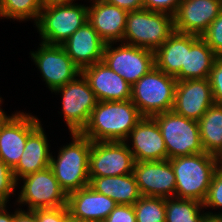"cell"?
Masks as SVG:
<instances>
[{"instance_id":"cell-1","label":"cell","mask_w":222,"mask_h":222,"mask_svg":"<svg viewBox=\"0 0 222 222\" xmlns=\"http://www.w3.org/2000/svg\"><path fill=\"white\" fill-rule=\"evenodd\" d=\"M142 118L131 99L98 101L87 126L81 133L92 142H126L129 133Z\"/></svg>"},{"instance_id":"cell-2","label":"cell","mask_w":222,"mask_h":222,"mask_svg":"<svg viewBox=\"0 0 222 222\" xmlns=\"http://www.w3.org/2000/svg\"><path fill=\"white\" fill-rule=\"evenodd\" d=\"M169 161L176 178L175 197L203 203L218 167L216 156L202 152Z\"/></svg>"},{"instance_id":"cell-3","label":"cell","mask_w":222,"mask_h":222,"mask_svg":"<svg viewBox=\"0 0 222 222\" xmlns=\"http://www.w3.org/2000/svg\"><path fill=\"white\" fill-rule=\"evenodd\" d=\"M72 142L51 156L50 168L66 195L89 186L91 140L82 133H71Z\"/></svg>"},{"instance_id":"cell-4","label":"cell","mask_w":222,"mask_h":222,"mask_svg":"<svg viewBox=\"0 0 222 222\" xmlns=\"http://www.w3.org/2000/svg\"><path fill=\"white\" fill-rule=\"evenodd\" d=\"M177 80L153 67L131 88V100L143 117L172 111Z\"/></svg>"},{"instance_id":"cell-5","label":"cell","mask_w":222,"mask_h":222,"mask_svg":"<svg viewBox=\"0 0 222 222\" xmlns=\"http://www.w3.org/2000/svg\"><path fill=\"white\" fill-rule=\"evenodd\" d=\"M174 31V16L145 8L134 10L127 14L122 43L155 51Z\"/></svg>"},{"instance_id":"cell-6","label":"cell","mask_w":222,"mask_h":222,"mask_svg":"<svg viewBox=\"0 0 222 222\" xmlns=\"http://www.w3.org/2000/svg\"><path fill=\"white\" fill-rule=\"evenodd\" d=\"M88 21V6L77 3H44L35 24L42 42L62 45Z\"/></svg>"},{"instance_id":"cell-7","label":"cell","mask_w":222,"mask_h":222,"mask_svg":"<svg viewBox=\"0 0 222 222\" xmlns=\"http://www.w3.org/2000/svg\"><path fill=\"white\" fill-rule=\"evenodd\" d=\"M167 149V159L204 152L198 121L180 116L173 111L153 116Z\"/></svg>"},{"instance_id":"cell-8","label":"cell","mask_w":222,"mask_h":222,"mask_svg":"<svg viewBox=\"0 0 222 222\" xmlns=\"http://www.w3.org/2000/svg\"><path fill=\"white\" fill-rule=\"evenodd\" d=\"M79 78L53 91L62 95L61 113L64 115L70 133L83 131L98 102L88 81L82 74Z\"/></svg>"},{"instance_id":"cell-9","label":"cell","mask_w":222,"mask_h":222,"mask_svg":"<svg viewBox=\"0 0 222 222\" xmlns=\"http://www.w3.org/2000/svg\"><path fill=\"white\" fill-rule=\"evenodd\" d=\"M112 44H105L102 61L131 86L155 67L154 51L122 42L116 48Z\"/></svg>"},{"instance_id":"cell-10","label":"cell","mask_w":222,"mask_h":222,"mask_svg":"<svg viewBox=\"0 0 222 222\" xmlns=\"http://www.w3.org/2000/svg\"><path fill=\"white\" fill-rule=\"evenodd\" d=\"M18 204H28L27 210L67 206V195L61 189L50 167L22 177Z\"/></svg>"},{"instance_id":"cell-11","label":"cell","mask_w":222,"mask_h":222,"mask_svg":"<svg viewBox=\"0 0 222 222\" xmlns=\"http://www.w3.org/2000/svg\"><path fill=\"white\" fill-rule=\"evenodd\" d=\"M127 142L91 141L89 178L133 173L135 160Z\"/></svg>"},{"instance_id":"cell-12","label":"cell","mask_w":222,"mask_h":222,"mask_svg":"<svg viewBox=\"0 0 222 222\" xmlns=\"http://www.w3.org/2000/svg\"><path fill=\"white\" fill-rule=\"evenodd\" d=\"M39 45L30 55L52 92L80 76L81 69L73 63L62 45L43 42Z\"/></svg>"},{"instance_id":"cell-13","label":"cell","mask_w":222,"mask_h":222,"mask_svg":"<svg viewBox=\"0 0 222 222\" xmlns=\"http://www.w3.org/2000/svg\"><path fill=\"white\" fill-rule=\"evenodd\" d=\"M133 175L142 196L175 197L176 178L169 159L135 162Z\"/></svg>"},{"instance_id":"cell-14","label":"cell","mask_w":222,"mask_h":222,"mask_svg":"<svg viewBox=\"0 0 222 222\" xmlns=\"http://www.w3.org/2000/svg\"><path fill=\"white\" fill-rule=\"evenodd\" d=\"M214 103L208 78L177 81L172 108L174 113L199 121Z\"/></svg>"},{"instance_id":"cell-15","label":"cell","mask_w":222,"mask_h":222,"mask_svg":"<svg viewBox=\"0 0 222 222\" xmlns=\"http://www.w3.org/2000/svg\"><path fill=\"white\" fill-rule=\"evenodd\" d=\"M41 123L35 116L17 112L0 133V158L12 170L20 161L28 135Z\"/></svg>"},{"instance_id":"cell-16","label":"cell","mask_w":222,"mask_h":222,"mask_svg":"<svg viewBox=\"0 0 222 222\" xmlns=\"http://www.w3.org/2000/svg\"><path fill=\"white\" fill-rule=\"evenodd\" d=\"M221 11L220 0H182L174 15V30L201 37Z\"/></svg>"},{"instance_id":"cell-17","label":"cell","mask_w":222,"mask_h":222,"mask_svg":"<svg viewBox=\"0 0 222 222\" xmlns=\"http://www.w3.org/2000/svg\"><path fill=\"white\" fill-rule=\"evenodd\" d=\"M131 137V138H129ZM128 145L135 162L167 160V149L161 130L153 117H143L128 135Z\"/></svg>"},{"instance_id":"cell-18","label":"cell","mask_w":222,"mask_h":222,"mask_svg":"<svg viewBox=\"0 0 222 222\" xmlns=\"http://www.w3.org/2000/svg\"><path fill=\"white\" fill-rule=\"evenodd\" d=\"M117 203L90 186L67 195V208L74 222H103Z\"/></svg>"},{"instance_id":"cell-19","label":"cell","mask_w":222,"mask_h":222,"mask_svg":"<svg viewBox=\"0 0 222 222\" xmlns=\"http://www.w3.org/2000/svg\"><path fill=\"white\" fill-rule=\"evenodd\" d=\"M81 74L88 81L97 101H127L132 86L103 61L85 67Z\"/></svg>"},{"instance_id":"cell-20","label":"cell","mask_w":222,"mask_h":222,"mask_svg":"<svg viewBox=\"0 0 222 222\" xmlns=\"http://www.w3.org/2000/svg\"><path fill=\"white\" fill-rule=\"evenodd\" d=\"M105 44L97 31L87 21L62 46L73 63L82 70L102 61Z\"/></svg>"},{"instance_id":"cell-21","label":"cell","mask_w":222,"mask_h":222,"mask_svg":"<svg viewBox=\"0 0 222 222\" xmlns=\"http://www.w3.org/2000/svg\"><path fill=\"white\" fill-rule=\"evenodd\" d=\"M93 1L88 7V22L106 44L122 42L128 12L103 0Z\"/></svg>"},{"instance_id":"cell-22","label":"cell","mask_w":222,"mask_h":222,"mask_svg":"<svg viewBox=\"0 0 222 222\" xmlns=\"http://www.w3.org/2000/svg\"><path fill=\"white\" fill-rule=\"evenodd\" d=\"M51 156L49 143L40 123L28 135L20 161L13 169V175L17 184L20 178L48 168Z\"/></svg>"},{"instance_id":"cell-23","label":"cell","mask_w":222,"mask_h":222,"mask_svg":"<svg viewBox=\"0 0 222 222\" xmlns=\"http://www.w3.org/2000/svg\"><path fill=\"white\" fill-rule=\"evenodd\" d=\"M216 58L214 51L200 36L186 33V68H181L176 80L209 78Z\"/></svg>"},{"instance_id":"cell-24","label":"cell","mask_w":222,"mask_h":222,"mask_svg":"<svg viewBox=\"0 0 222 222\" xmlns=\"http://www.w3.org/2000/svg\"><path fill=\"white\" fill-rule=\"evenodd\" d=\"M89 186L97 193L110 197L117 204L133 205L142 197L133 173L90 178Z\"/></svg>"},{"instance_id":"cell-25","label":"cell","mask_w":222,"mask_h":222,"mask_svg":"<svg viewBox=\"0 0 222 222\" xmlns=\"http://www.w3.org/2000/svg\"><path fill=\"white\" fill-rule=\"evenodd\" d=\"M155 67L167 75L176 76L186 68V33L174 31L161 47L154 51Z\"/></svg>"},{"instance_id":"cell-26","label":"cell","mask_w":222,"mask_h":222,"mask_svg":"<svg viewBox=\"0 0 222 222\" xmlns=\"http://www.w3.org/2000/svg\"><path fill=\"white\" fill-rule=\"evenodd\" d=\"M198 123L204 152L217 156L222 150V105H211Z\"/></svg>"},{"instance_id":"cell-27","label":"cell","mask_w":222,"mask_h":222,"mask_svg":"<svg viewBox=\"0 0 222 222\" xmlns=\"http://www.w3.org/2000/svg\"><path fill=\"white\" fill-rule=\"evenodd\" d=\"M165 222H201L207 213L201 214L203 203L193 199L165 198Z\"/></svg>"},{"instance_id":"cell-28","label":"cell","mask_w":222,"mask_h":222,"mask_svg":"<svg viewBox=\"0 0 222 222\" xmlns=\"http://www.w3.org/2000/svg\"><path fill=\"white\" fill-rule=\"evenodd\" d=\"M44 0H0V17L25 21L34 19L36 24Z\"/></svg>"},{"instance_id":"cell-29","label":"cell","mask_w":222,"mask_h":222,"mask_svg":"<svg viewBox=\"0 0 222 222\" xmlns=\"http://www.w3.org/2000/svg\"><path fill=\"white\" fill-rule=\"evenodd\" d=\"M133 207L136 222H165V198L142 196Z\"/></svg>"},{"instance_id":"cell-30","label":"cell","mask_w":222,"mask_h":222,"mask_svg":"<svg viewBox=\"0 0 222 222\" xmlns=\"http://www.w3.org/2000/svg\"><path fill=\"white\" fill-rule=\"evenodd\" d=\"M201 38L214 51L217 57L222 58V11L208 26Z\"/></svg>"},{"instance_id":"cell-31","label":"cell","mask_w":222,"mask_h":222,"mask_svg":"<svg viewBox=\"0 0 222 222\" xmlns=\"http://www.w3.org/2000/svg\"><path fill=\"white\" fill-rule=\"evenodd\" d=\"M205 208L222 207V166L218 165L208 189L207 196L203 202Z\"/></svg>"},{"instance_id":"cell-32","label":"cell","mask_w":222,"mask_h":222,"mask_svg":"<svg viewBox=\"0 0 222 222\" xmlns=\"http://www.w3.org/2000/svg\"><path fill=\"white\" fill-rule=\"evenodd\" d=\"M16 186L13 170L0 158V200L6 204Z\"/></svg>"},{"instance_id":"cell-33","label":"cell","mask_w":222,"mask_h":222,"mask_svg":"<svg viewBox=\"0 0 222 222\" xmlns=\"http://www.w3.org/2000/svg\"><path fill=\"white\" fill-rule=\"evenodd\" d=\"M36 222H72L67 206L35 209Z\"/></svg>"},{"instance_id":"cell-34","label":"cell","mask_w":222,"mask_h":222,"mask_svg":"<svg viewBox=\"0 0 222 222\" xmlns=\"http://www.w3.org/2000/svg\"><path fill=\"white\" fill-rule=\"evenodd\" d=\"M208 79L212 88L214 102L222 105V58L217 57L214 61Z\"/></svg>"},{"instance_id":"cell-35","label":"cell","mask_w":222,"mask_h":222,"mask_svg":"<svg viewBox=\"0 0 222 222\" xmlns=\"http://www.w3.org/2000/svg\"><path fill=\"white\" fill-rule=\"evenodd\" d=\"M182 0H143L144 8L174 16Z\"/></svg>"},{"instance_id":"cell-36","label":"cell","mask_w":222,"mask_h":222,"mask_svg":"<svg viewBox=\"0 0 222 222\" xmlns=\"http://www.w3.org/2000/svg\"><path fill=\"white\" fill-rule=\"evenodd\" d=\"M103 222H136L133 205L117 204Z\"/></svg>"},{"instance_id":"cell-37","label":"cell","mask_w":222,"mask_h":222,"mask_svg":"<svg viewBox=\"0 0 222 222\" xmlns=\"http://www.w3.org/2000/svg\"><path fill=\"white\" fill-rule=\"evenodd\" d=\"M109 4L115 5L127 12L140 10L144 8L143 0H103Z\"/></svg>"},{"instance_id":"cell-38","label":"cell","mask_w":222,"mask_h":222,"mask_svg":"<svg viewBox=\"0 0 222 222\" xmlns=\"http://www.w3.org/2000/svg\"><path fill=\"white\" fill-rule=\"evenodd\" d=\"M13 222H36L35 212L33 210L24 211L22 208L16 209Z\"/></svg>"},{"instance_id":"cell-39","label":"cell","mask_w":222,"mask_h":222,"mask_svg":"<svg viewBox=\"0 0 222 222\" xmlns=\"http://www.w3.org/2000/svg\"><path fill=\"white\" fill-rule=\"evenodd\" d=\"M6 204L0 208V222H13L14 214L7 212Z\"/></svg>"},{"instance_id":"cell-40","label":"cell","mask_w":222,"mask_h":222,"mask_svg":"<svg viewBox=\"0 0 222 222\" xmlns=\"http://www.w3.org/2000/svg\"><path fill=\"white\" fill-rule=\"evenodd\" d=\"M2 110L3 109H1L0 107V133L3 126L15 115V114H12L11 116H7V114Z\"/></svg>"},{"instance_id":"cell-41","label":"cell","mask_w":222,"mask_h":222,"mask_svg":"<svg viewBox=\"0 0 222 222\" xmlns=\"http://www.w3.org/2000/svg\"><path fill=\"white\" fill-rule=\"evenodd\" d=\"M207 213V215H209V216H212L215 220H216V222H222V212L220 213H218V214H216V213H212V212H206Z\"/></svg>"},{"instance_id":"cell-42","label":"cell","mask_w":222,"mask_h":222,"mask_svg":"<svg viewBox=\"0 0 222 222\" xmlns=\"http://www.w3.org/2000/svg\"><path fill=\"white\" fill-rule=\"evenodd\" d=\"M73 1L74 0H44V3H73Z\"/></svg>"},{"instance_id":"cell-43","label":"cell","mask_w":222,"mask_h":222,"mask_svg":"<svg viewBox=\"0 0 222 222\" xmlns=\"http://www.w3.org/2000/svg\"><path fill=\"white\" fill-rule=\"evenodd\" d=\"M201 222H216V220L209 215H206Z\"/></svg>"},{"instance_id":"cell-44","label":"cell","mask_w":222,"mask_h":222,"mask_svg":"<svg viewBox=\"0 0 222 222\" xmlns=\"http://www.w3.org/2000/svg\"><path fill=\"white\" fill-rule=\"evenodd\" d=\"M218 165L222 166V150L221 152L216 156Z\"/></svg>"},{"instance_id":"cell-45","label":"cell","mask_w":222,"mask_h":222,"mask_svg":"<svg viewBox=\"0 0 222 222\" xmlns=\"http://www.w3.org/2000/svg\"><path fill=\"white\" fill-rule=\"evenodd\" d=\"M4 205L5 203L2 200H0V208H2Z\"/></svg>"}]
</instances>
